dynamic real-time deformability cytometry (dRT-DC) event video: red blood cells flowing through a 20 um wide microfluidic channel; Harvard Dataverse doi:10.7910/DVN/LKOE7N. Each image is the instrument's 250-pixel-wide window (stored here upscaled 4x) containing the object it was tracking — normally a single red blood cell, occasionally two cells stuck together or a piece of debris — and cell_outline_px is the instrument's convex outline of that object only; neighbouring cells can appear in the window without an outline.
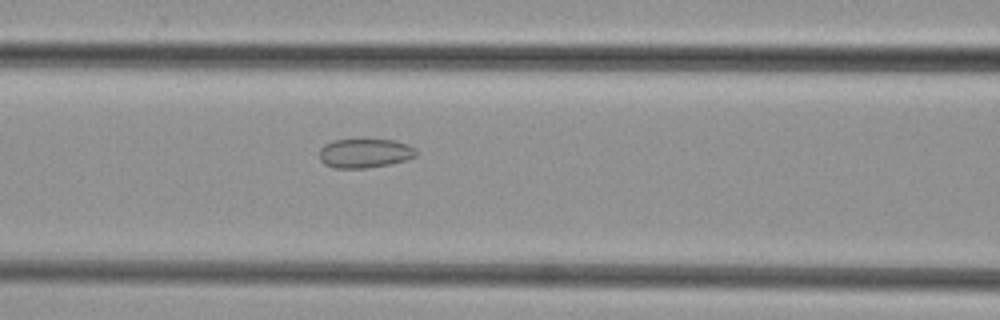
{"species": "common noctule bat (a hibernating species)", "species_latin": "Nyctalus noctula", "temperature_condition": "cold", "stored_images_in_passage": 40, "camera_frame_rate_fps": 3000, "um_per_image_px": 0.085, "animal": {"sex": "female", "body_mass_g": 29.2, "forearm_length_mm": 56.3}, "frame": {"image": 1, "passage_image": 12, "time_ms": 3.667, "image_size_px": [1000, 320], "cell_outline_px": [[416, 156], [408, 160], [368, 168], [332, 168], [324, 164], [320, 160], [320, 148], [324, 144], [332, 140], [396, 140], [408, 144], [416, 148]], "centroid_in_image_um": [31.01, 13.03], "position_along_channel_um": 135.6, "area_um2": 16.59}}
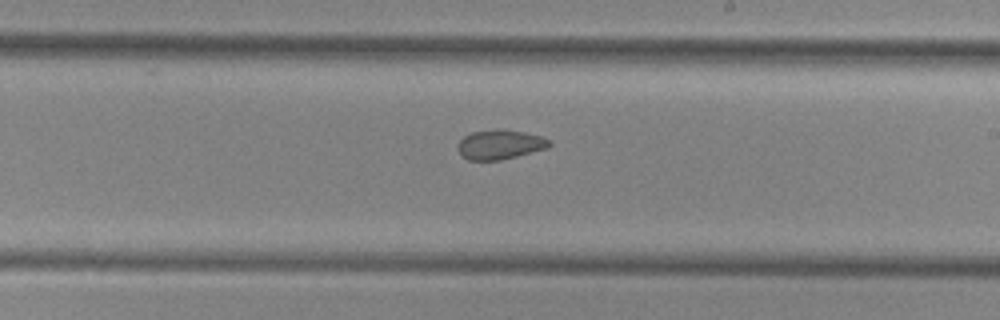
{"frame": {"image": 2, "passage_image": 20, "time_ms": 6.333, "image_size_px": [1000, 320], "cell_outline_px": [[552, 144], [548, 148], [500, 160], [468, 160], [460, 152], [456, 144], [464, 136], [472, 132], [496, 128], [524, 132], [540, 136], [552, 140]], "centroid_in_image_um": [42.51, 12.27], "position_along_channel_um": 246.5, "area_um2": 15.78}}
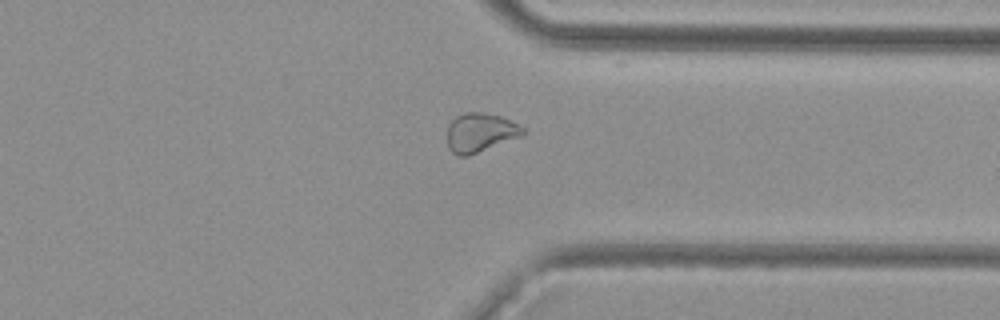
{"frame": {"image": 3, "passage_image": 29, "time_ms": 9.333, "image_size_px": [1000, 320], "cell_outline_px": [[524, 136], [468, 156], [456, 156], [448, 148], [448, 124], [456, 116], [464, 112], [484, 112], [500, 116], [520, 124], [524, 128]], "centroid_in_image_um": [40.84, 11.27], "position_along_channel_um": 370.6, "area_um2": 17.51}}